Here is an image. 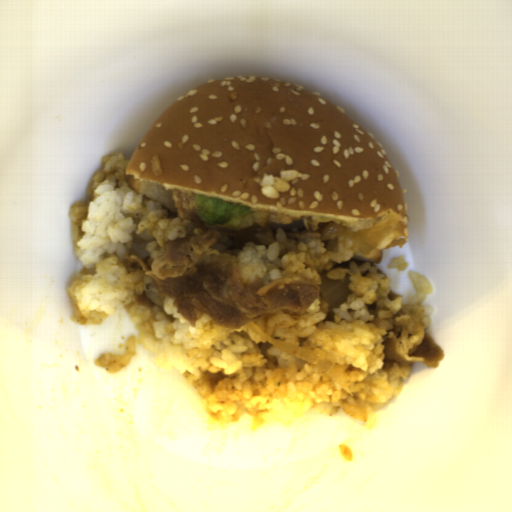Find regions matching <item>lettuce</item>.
Returning a JSON list of instances; mask_svg holds the SVG:
<instances>
[{
	"instance_id": "1",
	"label": "lettuce",
	"mask_w": 512,
	"mask_h": 512,
	"mask_svg": "<svg viewBox=\"0 0 512 512\" xmlns=\"http://www.w3.org/2000/svg\"><path fill=\"white\" fill-rule=\"evenodd\" d=\"M195 211L204 224L234 227L241 231L255 225L260 211L249 205L224 200L216 196L193 195Z\"/></svg>"
}]
</instances>
